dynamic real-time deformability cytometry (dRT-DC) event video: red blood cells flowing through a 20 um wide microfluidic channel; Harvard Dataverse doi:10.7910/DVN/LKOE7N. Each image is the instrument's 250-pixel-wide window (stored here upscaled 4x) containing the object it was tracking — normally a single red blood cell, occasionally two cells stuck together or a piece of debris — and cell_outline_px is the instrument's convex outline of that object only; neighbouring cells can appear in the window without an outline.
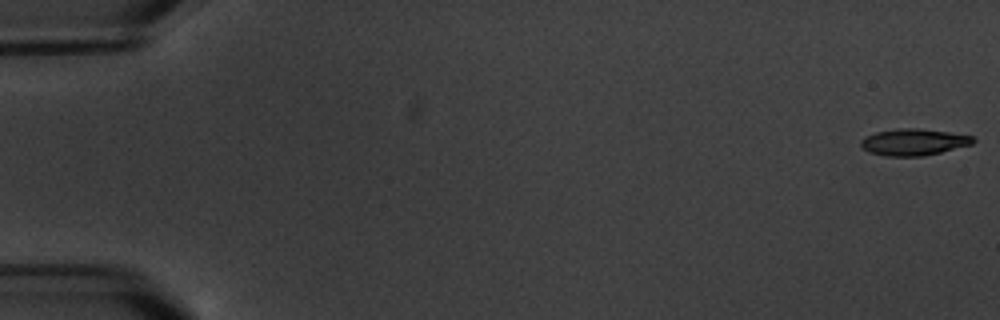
{"species": "common noctule bat (a hibernating species)", "species_latin": "Nyctalus noctula", "temperature_condition": "warm", "stored_images_in_passage": 6, "camera_frame_rate_fps": 3000, "um_per_image_px": 0.085, "animal": {"sex": "male", "body_mass_g": 20.1, "forearm_length_mm": 53.5}, "frame": {"image": 1, "passage_image": 1, "time_ms": 0.0, "image_size_px": [1000, 320], "cell_outline_px": [[976, 140], [972, 144], [924, 156], [884, 156], [868, 152], [860, 148], [860, 140], [864, 136], [876, 132], [896, 128], [916, 128], [948, 132], [972, 136]], "centroid_in_image_um": [77.59, 12.08], "position_along_channel_um": 7.4, "area_um2": 17.51}}
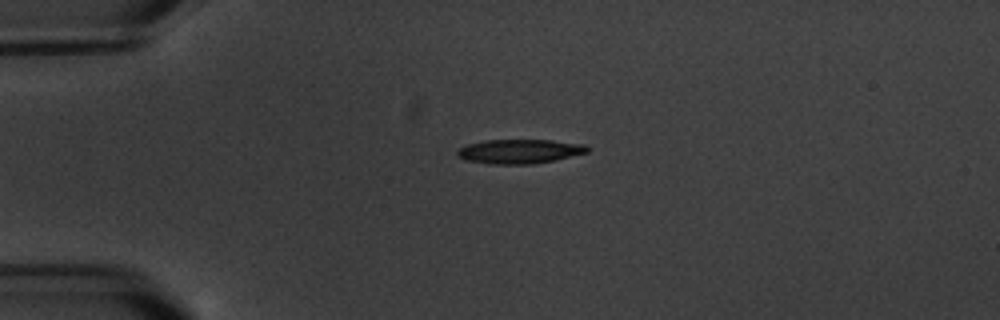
{"frame": {"image": 2, "passage_image": 5, "time_ms": 4.667, "image_size_px": [1000, 320], "cell_outline_px": [[588, 152], [556, 160], [532, 164], [496, 164], [468, 160], [460, 156], [456, 152], [460, 148], [468, 144], [484, 140], [552, 140], [584, 144], [588, 148]], "centroid_in_image_um": [44.21, 12.86], "position_along_channel_um": 40.8, "area_um2": 18.15}}